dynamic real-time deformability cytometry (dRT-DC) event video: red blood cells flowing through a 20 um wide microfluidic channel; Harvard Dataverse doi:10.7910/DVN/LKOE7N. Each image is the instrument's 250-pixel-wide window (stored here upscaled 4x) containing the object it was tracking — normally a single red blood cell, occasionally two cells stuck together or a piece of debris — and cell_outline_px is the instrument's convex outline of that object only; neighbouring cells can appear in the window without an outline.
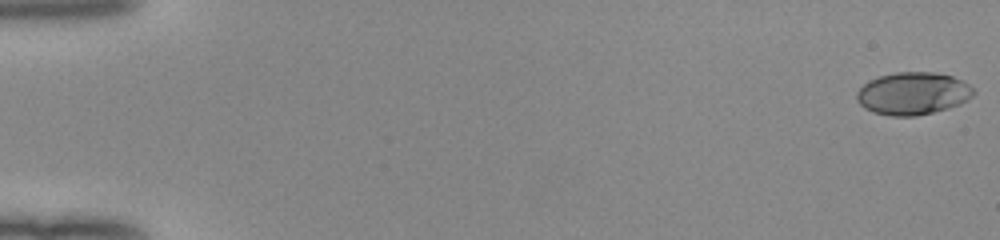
{"species": "human", "species_latin": "Homo sapiens", "temperature_condition": "room temperature", "stored_images_in_passage": 52, "camera_frame_rate_fps": 3000, "um_per_image_px": 0.085, "donor": {"sex": "female"}, "frame": {"image": 1, "passage_image": 1, "time_ms": 0.0, "image_size_px": [1000, 240], "cell_outline_px": [[976, 92], [968, 100], [960, 104], [948, 108], [916, 116], [892, 116], [872, 112], [864, 108], [856, 100], [856, 92], [868, 80], [880, 76], [896, 72], [932, 72], [952, 76], [964, 80]], "centroid_in_image_um": [77.59, 7.94], "position_along_channel_um": 7.4, "area_um2": 29.07}}
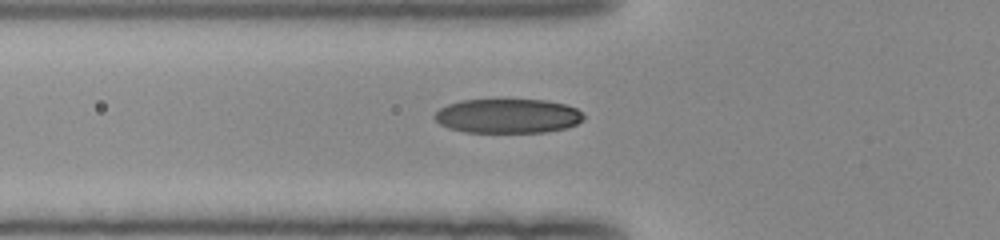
{"frame": {"image": 2, "passage_image": 20, "time_ms": 6.333, "image_size_px": [1000, 240], "cell_outline_px": [[584, 120], [576, 124], [564, 128], [544, 132], [464, 132], [448, 128], [440, 124], [432, 116], [440, 108], [448, 104], [460, 100], [544, 100], [564, 104], [576, 108], [584, 116]], "centroid_in_image_um": [43.13, 9.86], "position_along_channel_um": 82.7, "area_um2": 29.77}}
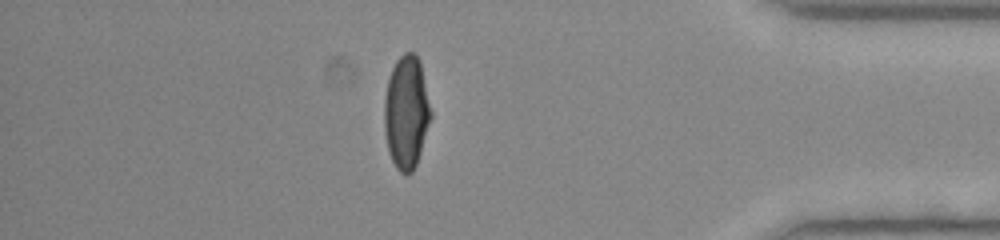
{"frame": {"image": 3, "passage_image": 46, "time_ms": 15.0, "image_size_px": [1000, 240], "cell_outline_px": [[432, 116], [416, 164], [412, 172], [400, 172], [396, 168], [388, 152], [384, 132], [384, 100], [388, 80], [392, 68], [396, 60], [404, 52], [412, 52], [420, 60], [432, 112]], "centroid_in_image_um": [34.53, 9.52], "position_along_channel_um": 400.7, "area_um2": 30.69}, "authors_computed_cell_mechanics": {"area_um2": 30.2005, "velocity_mm_per_s": 4.0271, "shape_relaxation_time_tau1_ms": 3.3936, "shape_relaxation_time_tau2_ms": 0.7629, "deformation_change_tau1": 0.1917, "deformation_change_tau2": 0.0525}}